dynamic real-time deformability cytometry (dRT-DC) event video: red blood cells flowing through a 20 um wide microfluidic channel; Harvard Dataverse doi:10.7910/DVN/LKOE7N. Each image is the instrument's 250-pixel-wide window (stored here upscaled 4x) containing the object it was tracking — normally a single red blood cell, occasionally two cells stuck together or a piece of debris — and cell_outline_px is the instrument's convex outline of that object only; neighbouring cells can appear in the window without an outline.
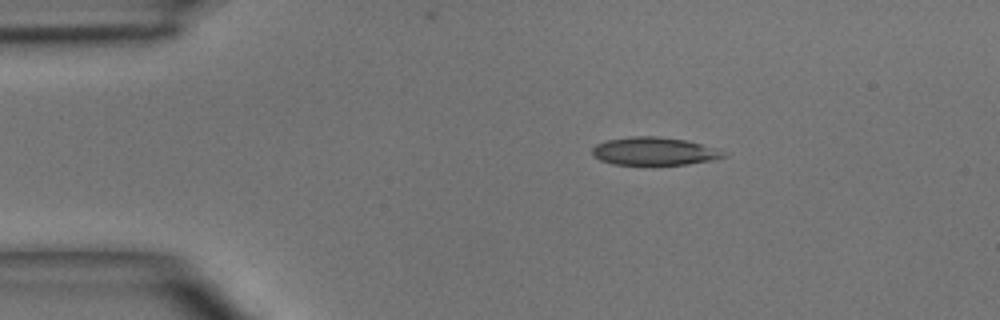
{"species": "common noctule bat (a hibernating species)", "species_latin": "Nyctalus noctula", "temperature_condition": "room temperature", "stored_images_in_passage": 4, "camera_frame_rate_fps": 3000, "um_per_image_px": 0.085, "animal": {"sex": "male", "body_mass_g": 15.6}, "frame": {"image": 1, "passage_image": 1, "time_ms": 0.0, "image_size_px": [1000, 320], "cell_outline_px": [[728, 156], [712, 160], [688, 164], [612, 164], [600, 160], [592, 156], [592, 148], [596, 144], [608, 140], [628, 136], [660, 136], [684, 140], [720, 148], [728, 152]], "centroid_in_image_um": [55.65, 12.84], "position_along_channel_um": 29.3, "area_um2": 21.62}}
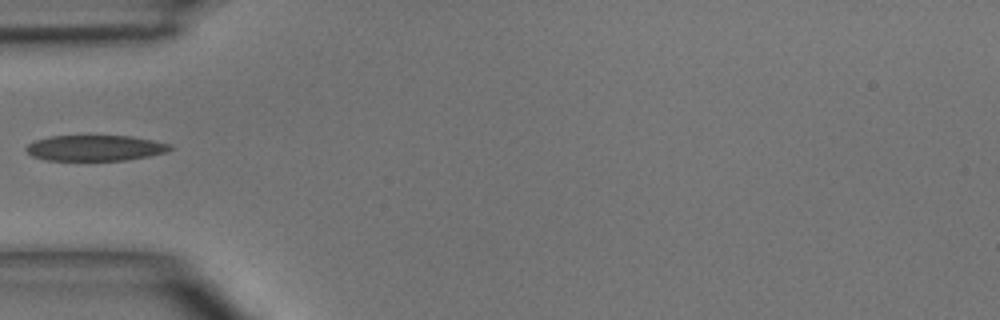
{"frame": {"image": 2, "passage_image": 3, "time_ms": 2.333, "image_size_px": [1000, 320], "cell_outline_px": [[172, 148], [164, 152], [148, 156], [124, 160], [48, 160], [32, 156], [24, 148], [28, 144], [36, 140], [52, 136], [132, 136], [172, 144]], "centroid_in_image_um": [8.08, 12.57], "position_along_channel_um": 76.9, "area_um2": 21.33}}